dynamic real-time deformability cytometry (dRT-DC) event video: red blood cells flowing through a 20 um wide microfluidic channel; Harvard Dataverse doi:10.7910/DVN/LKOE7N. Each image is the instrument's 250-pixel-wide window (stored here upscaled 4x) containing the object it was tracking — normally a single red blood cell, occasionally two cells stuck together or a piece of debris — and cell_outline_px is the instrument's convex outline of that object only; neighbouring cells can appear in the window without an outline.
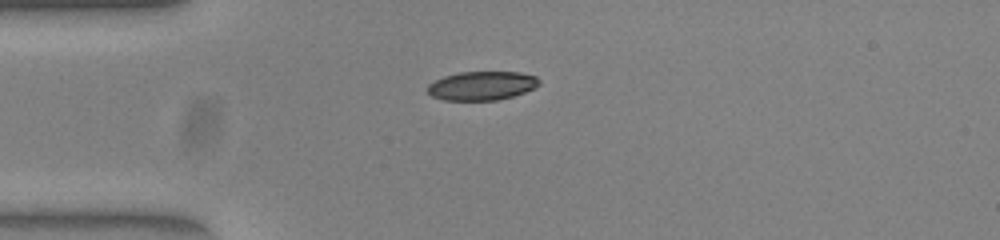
{"species": "common noctule bat (a hibernating species)", "species_latin": "Nyctalus noctula", "temperature_condition": "warm", "stored_images_in_passage": 34, "camera_frame_rate_fps": 3000, "um_per_image_px": 0.085, "animal": {"sex": "female", "body_mass_g": 23.0, "forearm_length_mm": 53.4}, "frame": {"image": 1, "passage_image": 1, "time_ms": 0.0, "image_size_px": [1000, 240], "cell_outline_px": [[540, 84], [536, 88], [512, 96], [496, 100], [444, 100], [432, 96], [428, 92], [428, 84], [444, 76], [460, 72], [520, 72], [536, 76], [540, 80]], "centroid_in_image_um": [40.98, 7.28], "position_along_channel_um": 44.0, "area_um2": 18.73}}
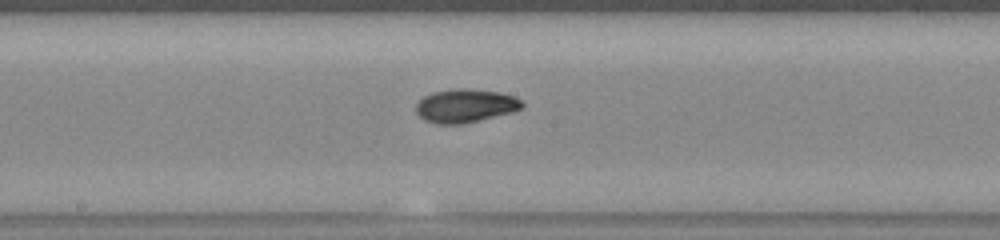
{"frame": {"image": 2, "passage_image": 15, "time_ms": 4.667, "image_size_px": [1000, 240], "cell_outline_px": [[524, 108], [512, 112], [460, 124], [436, 124], [424, 120], [416, 112], [416, 104], [424, 96], [432, 92], [452, 88], [468, 88], [500, 92], [512, 96], [520, 100], [524, 104]], "centroid_in_image_um": [39.54, 8.97], "position_along_channel_um": 208.7, "area_um2": 20.69}}
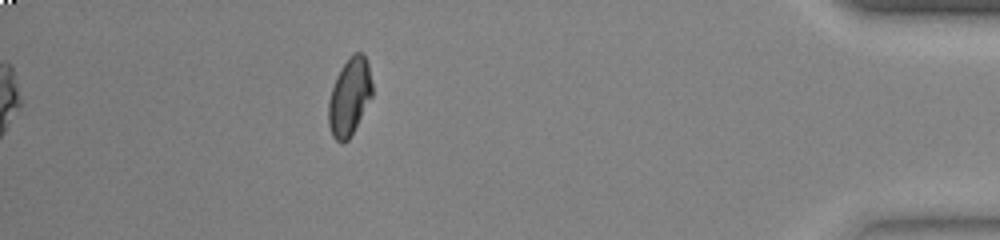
{"frame": {"image": 3, "passage_image": 34, "time_ms": 11.0, "image_size_px": [1000, 240], "cell_outline_px": [[372, 96], [348, 140], [344, 144], [340, 144], [332, 136], [328, 124], [328, 100], [336, 76], [340, 68], [352, 52], [364, 52], [368, 64], [372, 84]], "centroid_in_image_um": [29.69, 8.21], "position_along_channel_um": 405.5, "area_um2": 19.88}, "authors_computed_cell_mechanics": {"area_um2": 19.5075, "velocity_mm_per_s": 3.9356, "shape_relaxation_time_tau1_ms": 6.6497, "shape_relaxation_time_tau2_ms": 2.3192, "deformation_change_tau1": 0.1918, "deformation_change_tau2": 0.0631}}